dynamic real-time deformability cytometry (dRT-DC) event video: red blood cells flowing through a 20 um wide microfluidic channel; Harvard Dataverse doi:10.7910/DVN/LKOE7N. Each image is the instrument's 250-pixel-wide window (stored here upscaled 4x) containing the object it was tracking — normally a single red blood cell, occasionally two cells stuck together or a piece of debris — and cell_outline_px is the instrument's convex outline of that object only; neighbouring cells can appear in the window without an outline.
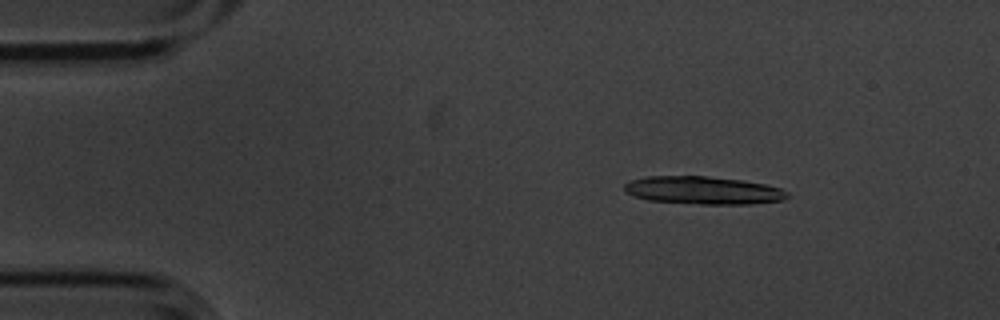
{"species": "common noctule bat (a hibernating species)", "species_latin": "Nyctalus noctula", "temperature_condition": "cold", "stored_images_in_passage": 49, "camera_frame_rate_fps": 3000, "um_per_image_px": 0.085, "animal": {"sex": "male", "body_mass_g": 20.1, "forearm_length_mm": 53.5}, "frame": {"image": 1, "passage_image": 2, "time_ms": 0.333, "image_size_px": [1000, 320], "cell_outline_px": [[792, 196], [784, 200], [752, 204], [700, 204], [648, 200], [632, 196], [624, 192], [624, 184], [628, 180], [648, 176], [708, 176], [740, 180], [764, 184], [780, 188], [788, 192]], "centroid_in_image_um": [59.76, 16.18], "position_along_channel_um": 25.2, "area_um2": 26.7}}
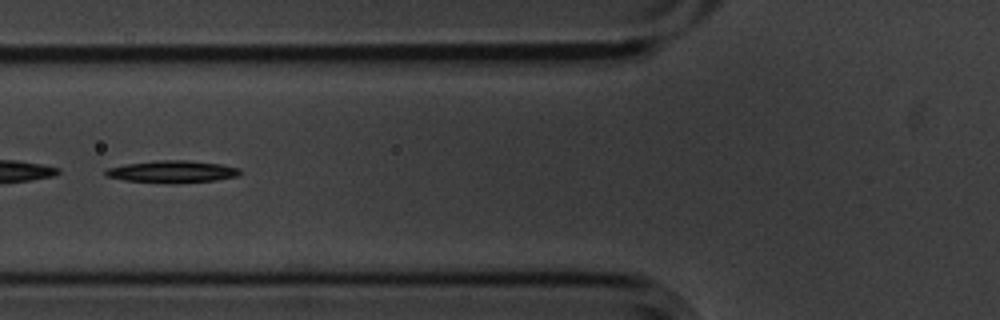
{"frame": {"image": 2, "passage_image": 15, "time_ms": 4.667, "image_size_px": [1000, 320], "cell_outline_px": [[240, 172], [236, 176], [216, 180], [172, 184], [124, 180], [108, 176], [104, 172], [108, 168], [124, 164], [156, 160], [184, 160], [220, 164], [240, 168]], "centroid_in_image_um": [14.63, 14.59], "position_along_channel_um": 111.2, "area_um2": 17.28}}
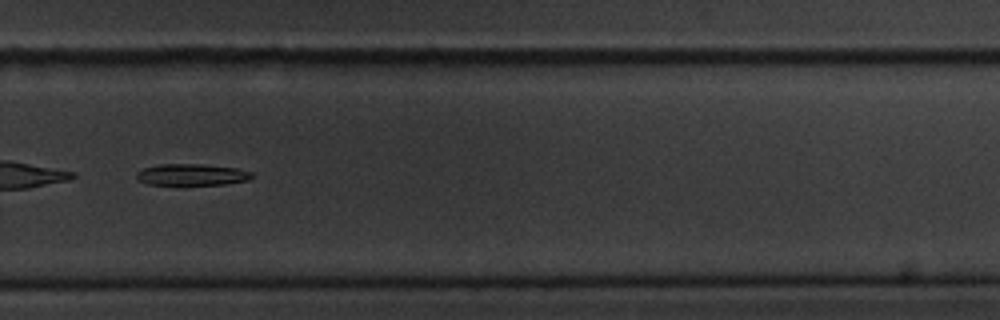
{"frame": {"image": 3, "passage_image": 32, "time_ms": 10.333, "image_size_px": [1000, 320], "cell_outline_px": [[252, 176], [248, 180], [224, 184], [184, 188], [148, 184], [136, 180], [136, 172], [144, 168], [160, 164], [200, 164], [236, 168], [252, 172]], "centroid_in_image_um": [16.23, 14.9], "position_along_channel_um": 313.6, "area_um2": 15.37}, "authors_computed_cell_mechanics": {"area_um2": 17.3978, "velocity_mm_per_s": 3.573, "shape_relaxation_time_tau1_ms": 1.2679, "shape_relaxation_time_tau2_ms": null, "deformation_change_tau1": 0.0881, "deformation_change_tau2": null}}